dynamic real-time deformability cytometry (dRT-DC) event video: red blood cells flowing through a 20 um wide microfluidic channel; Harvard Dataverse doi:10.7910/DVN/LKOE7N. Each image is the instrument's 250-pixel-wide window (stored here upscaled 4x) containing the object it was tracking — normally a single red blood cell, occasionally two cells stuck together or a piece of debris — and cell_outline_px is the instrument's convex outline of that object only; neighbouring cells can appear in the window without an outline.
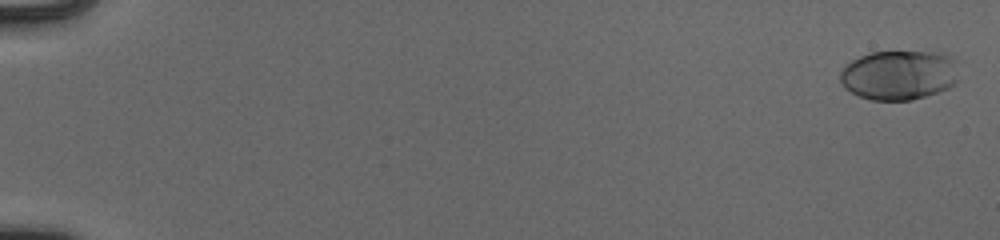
{"species": "human", "species_latin": "Homo sapiens", "temperature_condition": "cold", "stored_images_in_passage": 55, "camera_frame_rate_fps": 3000, "um_per_image_px": 0.085, "donor": {"sex": "male"}, "frame": {"image": 1, "passage_image": 2, "time_ms": 0.333, "image_size_px": [1000, 240], "cell_outline_px": [[956, 84], [948, 88], [912, 100], [872, 100], [860, 96], [844, 88], [840, 80], [840, 72], [852, 60], [860, 56], [872, 52], [936, 52], [948, 56], [952, 60], [956, 80]], "centroid_in_image_um": [76.36, 6.39], "position_along_channel_um": 8.6, "area_um2": 33.7}}
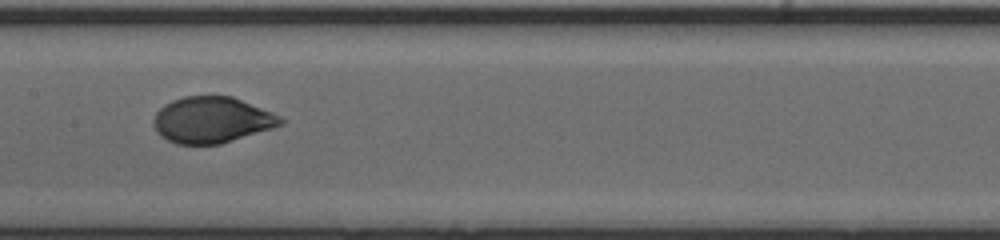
{"frame": {"image": 2, "passage_image": 31, "time_ms": 10.0, "image_size_px": [1000, 240], "cell_outline_px": [[284, 124], [272, 128], [220, 144], [176, 144], [160, 136], [156, 132], [152, 124], [152, 120], [156, 112], [164, 104], [172, 100], [184, 96], [232, 96], [272, 112], [280, 116], [284, 120]], "centroid_in_image_um": [17.97, 10.19], "position_along_channel_um": 189.4, "area_um2": 34.22}}
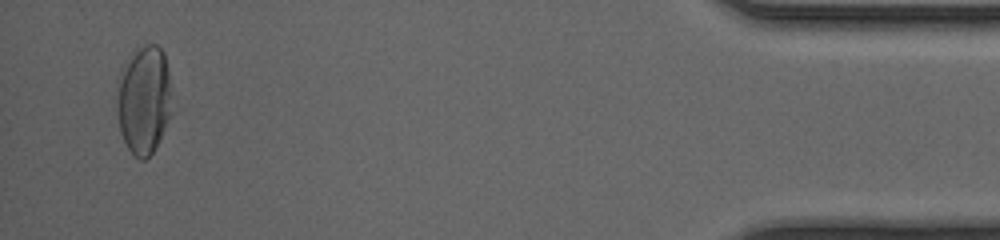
{"frame": {"image": 3, "passage_image": 54, "time_ms": 17.667, "image_size_px": [1000, 240], "cell_outline_px": [[172, 92], [168, 116], [160, 140], [156, 148], [144, 160], [140, 160], [132, 156], [120, 132], [116, 108], [116, 100], [120, 72], [132, 52], [136, 48], [148, 44], [156, 44], [164, 52]], "centroid_in_image_um": [12.21, 8.49], "position_along_channel_um": 423.0, "area_um2": 34.85}, "authors_computed_cell_mechanics": {"area_um2": 34.1598, "velocity_mm_per_s": 3.92, "shape_relaxation_time_tau1_ms": 3.0667, "shape_relaxation_time_tau2_ms": null, "deformation_change_tau1": 0.1581, "deformation_change_tau2": null}}